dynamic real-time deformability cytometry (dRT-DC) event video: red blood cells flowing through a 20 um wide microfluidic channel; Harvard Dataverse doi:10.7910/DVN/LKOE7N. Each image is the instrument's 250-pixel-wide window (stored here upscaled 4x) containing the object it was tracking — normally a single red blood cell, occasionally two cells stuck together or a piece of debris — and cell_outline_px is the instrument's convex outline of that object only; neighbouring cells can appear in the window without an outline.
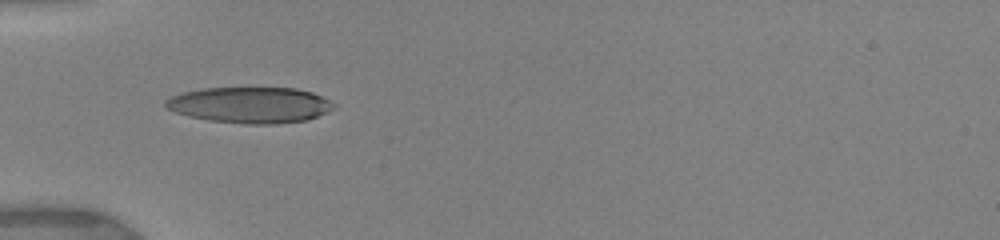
{"species": "human", "species_latin": "Homo sapiens", "temperature_condition": "warm", "stored_images_in_passage": 21, "camera_frame_rate_fps": 3000, "um_per_image_px": 0.085, "donor": {"sex": "female"}, "frame": {"image": 1, "passage_image": 13, "time_ms": 5.0, "image_size_px": [1000, 240], "cell_outline_px": [[336, 108], [328, 112], [308, 120], [276, 124], [244, 124], [208, 120], [188, 116], [164, 108], [164, 100], [172, 96], [184, 92], [204, 88], [296, 88], [312, 92], [336, 104]], "centroid_in_image_um": [21.27, 8.93], "position_along_channel_um": 63.7, "area_um2": 35.49}}
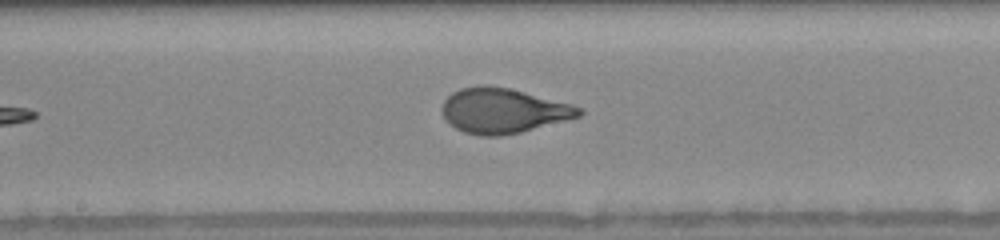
{"frame": {"image": 2, "passage_image": 19, "time_ms": 8.667, "image_size_px": [1000, 240], "cell_outline_px": [[584, 112], [580, 116], [520, 132], [500, 136], [484, 136], [464, 132], [456, 128], [440, 112], [440, 108], [444, 100], [452, 92], [460, 88], [480, 84], [484, 84], [508, 88], [572, 104], [580, 108]], "centroid_in_image_um": [42.73, 9.39], "position_along_channel_um": 205.5, "area_um2": 35.66}}